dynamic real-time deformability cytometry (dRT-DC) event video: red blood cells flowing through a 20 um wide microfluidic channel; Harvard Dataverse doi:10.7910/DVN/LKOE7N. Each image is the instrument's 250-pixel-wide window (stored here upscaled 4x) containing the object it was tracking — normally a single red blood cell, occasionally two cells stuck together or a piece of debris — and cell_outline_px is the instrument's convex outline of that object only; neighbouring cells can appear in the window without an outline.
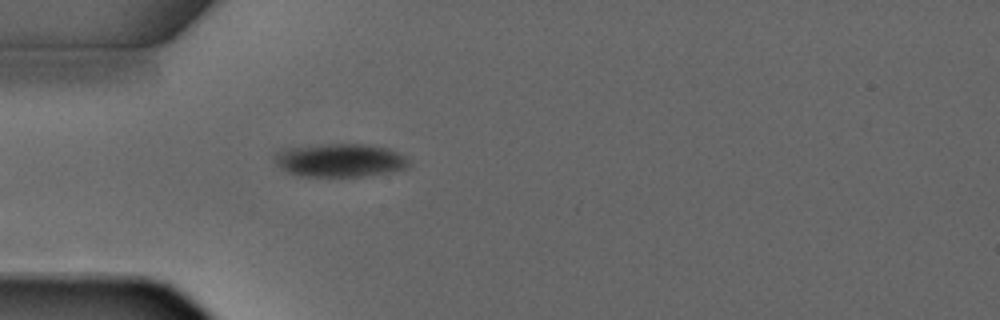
{"species": "common noctule bat (a hibernating species)", "species_latin": "Nyctalus noctula", "temperature_condition": "warm", "stored_images_in_passage": 2, "camera_frame_rate_fps": 3000, "um_per_image_px": 0.085, "animal": {"sex": "male", "forearm_length_mm": 52.5}, "frame": {"image": 1, "passage_image": 2, "time_ms": 1.0, "image_size_px": [1000, 320], "cell_outline_px": [[408, 164], [404, 168], [384, 172], [360, 176], [300, 176], [288, 172], [280, 168], [276, 164], [276, 152], [284, 148], [324, 144], [364, 144], [388, 148], [404, 156], [408, 160]], "centroid_in_image_um": [28.83, 13.61], "position_along_channel_um": 56.2, "area_um2": 25.61}}